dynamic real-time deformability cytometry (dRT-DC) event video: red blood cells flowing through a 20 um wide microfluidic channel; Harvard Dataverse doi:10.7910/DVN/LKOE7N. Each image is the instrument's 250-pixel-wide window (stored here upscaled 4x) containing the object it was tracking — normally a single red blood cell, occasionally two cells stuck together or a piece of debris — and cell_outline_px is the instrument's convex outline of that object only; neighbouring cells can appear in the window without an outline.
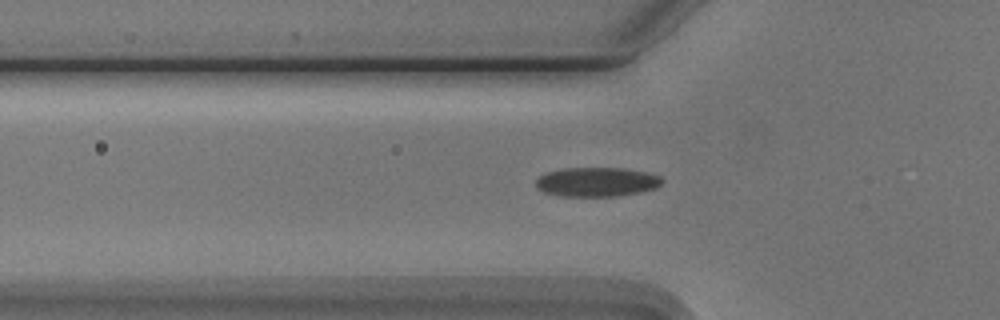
{"species": "Egyptian fruit bat (a non-hibernating species)", "species_latin": "Rousettus aegyptiacus", "temperature_condition": "cold", "stored_images_in_passage": 48, "camera_frame_rate_fps": 3000, "um_per_image_px": 0.085, "animal": {"sex": "male"}, "frame": {"image": 1, "passage_image": 11, "time_ms": 3.333, "image_size_px": [1000, 320], "cell_outline_px": [[664, 180], [656, 188], [640, 192], [620, 196], [560, 196], [544, 192], [536, 188], [536, 180], [544, 172], [560, 168], [624, 168], [648, 172], [660, 176]], "centroid_in_image_um": [50.71, 15.46], "position_along_channel_um": 75.1, "area_um2": 21.79}}
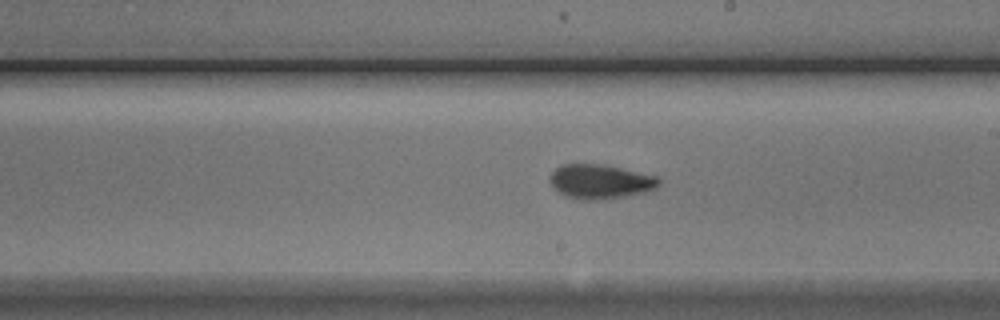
{"frame": {"image": 2, "passage_image": 24, "time_ms": 7.667, "image_size_px": [1000, 320], "cell_outline_px": [[660, 184], [656, 188], [644, 192], [624, 196], [600, 200], [580, 200], [564, 196], [552, 184], [548, 176], [560, 164], [604, 164], [660, 176]], "centroid_in_image_um": [51.04, 15.42], "position_along_channel_um": 238.0, "area_um2": 22.02}}
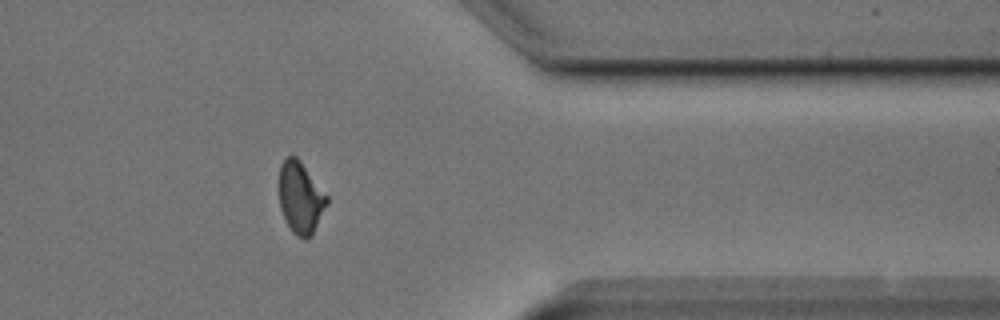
{"frame": {"image": 3, "passage_image": 37, "time_ms": 12.0, "image_size_px": [1000, 320], "cell_outline_px": [[328, 204], [308, 240], [304, 240], [296, 236], [292, 232], [280, 208], [280, 164], [284, 156], [296, 156], [300, 160], [328, 196]], "centroid_in_image_um": [25.55, 16.79], "position_along_channel_um": 385.9, "area_um2": 19.88}, "authors_computed_cell_mechanics": {"area_um2": 20.7791, "velocity_mm_per_s": 3.7502, "shape_relaxation_time_tau1_ms": 4.6308, "shape_relaxation_time_tau2_ms": 3.6673, "deformation_change_tau1": 0.1333, "deformation_change_tau2": 0.0935}}